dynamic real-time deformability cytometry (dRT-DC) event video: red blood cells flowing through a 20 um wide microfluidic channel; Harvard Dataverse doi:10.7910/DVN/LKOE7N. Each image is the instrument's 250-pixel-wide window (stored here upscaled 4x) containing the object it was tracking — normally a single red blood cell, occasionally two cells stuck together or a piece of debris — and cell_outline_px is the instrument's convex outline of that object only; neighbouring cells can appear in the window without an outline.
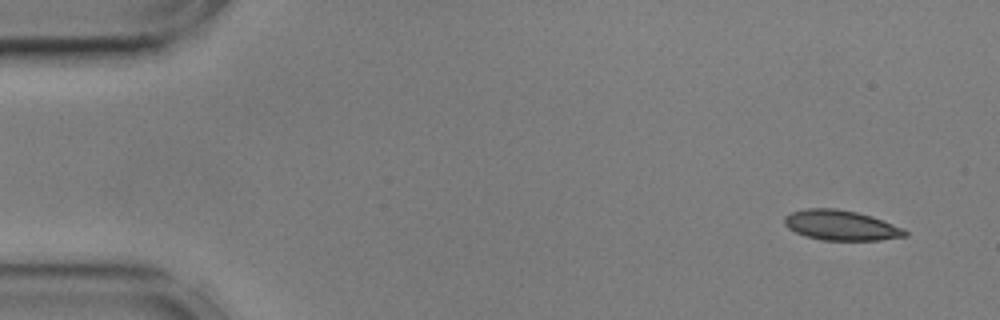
{"species": "common noctule bat (a hibernating species)", "species_latin": "Nyctalus noctula", "temperature_condition": "cold", "stored_images_in_passage": 16, "camera_frame_rate_fps": 3000, "um_per_image_px": 0.085, "animal": {"sex": "male", "body_mass_g": 17.9, "forearm_length_mm": 54.2}, "frame": {"image": 1, "passage_image": 3, "time_ms": 0.667, "image_size_px": [1000, 320], "cell_outline_px": [[908, 236], [880, 240], [820, 240], [804, 236], [788, 228], [784, 224], [784, 216], [792, 212], [804, 208], [836, 208], [856, 212], [872, 216], [904, 228], [908, 232]], "centroid_in_image_um": [71.48, 19.15], "position_along_channel_um": 13.5, "area_um2": 21.33}}
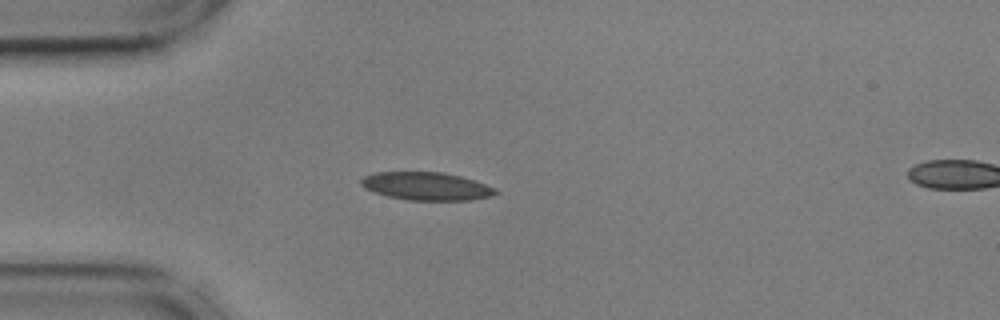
{"frame": {"image": 2, "passage_image": 14, "time_ms": 4.333, "image_size_px": [1000, 320], "cell_outline_px": [[500, 192], [492, 196], [472, 200], [408, 200], [388, 196], [372, 192], [364, 188], [360, 184], [360, 180], [364, 176], [376, 172], [444, 172], [460, 176], [496, 188]], "centroid_in_image_um": [36.23, 15.83], "position_along_channel_um": 48.8, "area_um2": 22.02}}